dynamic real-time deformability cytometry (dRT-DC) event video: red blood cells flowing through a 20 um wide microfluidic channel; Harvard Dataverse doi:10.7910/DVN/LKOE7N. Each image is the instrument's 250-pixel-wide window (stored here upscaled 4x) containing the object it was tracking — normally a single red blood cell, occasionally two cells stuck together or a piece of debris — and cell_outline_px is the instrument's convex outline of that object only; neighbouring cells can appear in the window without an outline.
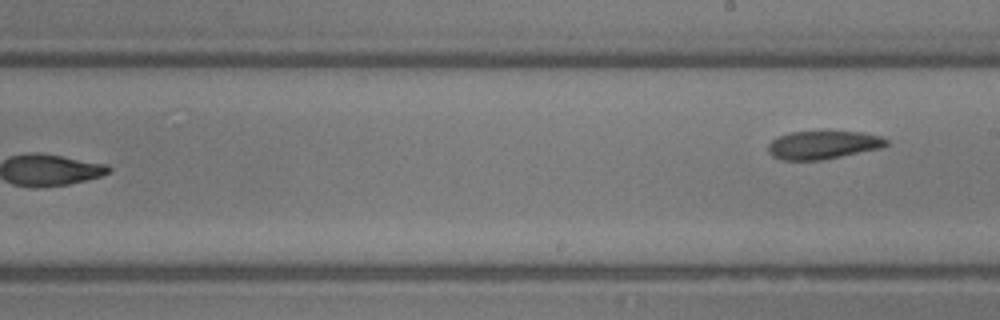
{"species": "common noctule bat (a hibernating species)", "species_latin": "Nyctalus noctula", "temperature_condition": "room temperature", "stored_images_in_passage": 20, "camera_frame_rate_fps": 3000, "um_per_image_px": 0.085, "animal": {"sex": "male", "body_mass_g": 13.3}, "frame": {"image": 1, "passage_image": 20, "time_ms": 6.333, "image_size_px": [1000, 320], "cell_outline_px": [[888, 144], [884, 148], [820, 160], [780, 160], [772, 156], [768, 152], [768, 144], [772, 140], [780, 136], [792, 132], [864, 132], [880, 136], [888, 140]], "centroid_in_image_um": [69.98, 12.33], "position_along_channel_um": 219.0, "area_um2": 19.42}}